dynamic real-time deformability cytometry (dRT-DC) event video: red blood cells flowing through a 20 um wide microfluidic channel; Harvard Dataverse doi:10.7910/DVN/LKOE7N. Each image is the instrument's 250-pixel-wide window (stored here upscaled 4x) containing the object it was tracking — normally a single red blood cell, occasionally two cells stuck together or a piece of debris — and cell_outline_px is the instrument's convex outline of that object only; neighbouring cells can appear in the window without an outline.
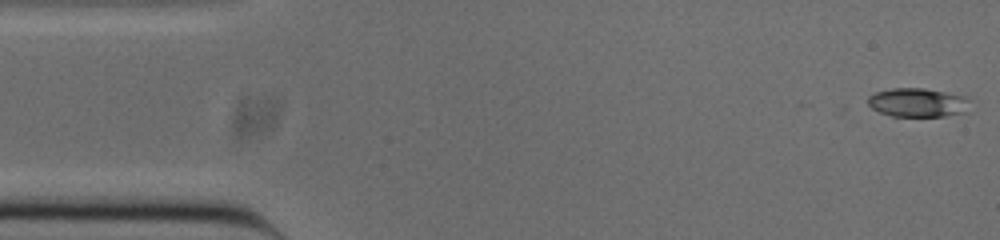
{"species": "common noctule bat (a hibernating species)", "species_latin": "Nyctalus noctula", "temperature_condition": "cold", "stored_images_in_passage": 16, "camera_frame_rate_fps": 3000, "um_per_image_px": 0.085, "animal": {"sex": "male", "body_mass_g": 20.0, "forearm_length_mm": 53.3}, "frame": {"image": 1, "passage_image": 1, "time_ms": 0.0, "image_size_px": [1000, 240], "cell_outline_px": [[968, 112], [944, 116], [892, 116], [880, 112], [872, 108], [868, 104], [868, 96], [876, 92], [892, 88], [924, 88], [968, 96]], "centroid_in_image_um": [78.03, 8.71], "position_along_channel_um": 7.0, "area_um2": 17.22}}
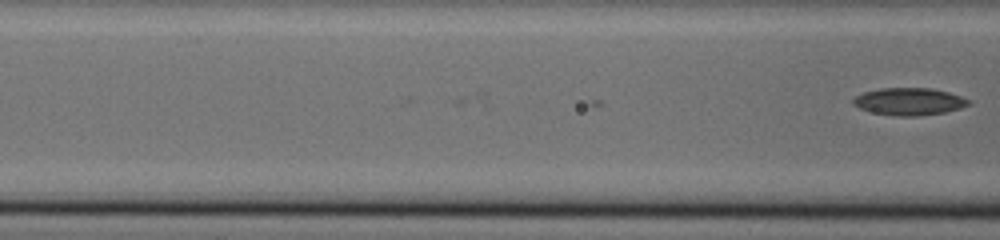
{"frame": {"image": 2, "passage_image": 16, "time_ms": 5.0, "image_size_px": [1000, 240], "cell_outline_px": [[972, 104], [960, 108], [944, 112], [916, 116], [896, 116], [872, 112], [860, 108], [852, 104], [852, 100], [856, 96], [864, 92], [880, 88], [932, 88], [948, 92], [972, 100]], "centroid_in_image_um": [77.3, 8.62], "position_along_channel_um": 89.3, "area_um2": 18.38}}